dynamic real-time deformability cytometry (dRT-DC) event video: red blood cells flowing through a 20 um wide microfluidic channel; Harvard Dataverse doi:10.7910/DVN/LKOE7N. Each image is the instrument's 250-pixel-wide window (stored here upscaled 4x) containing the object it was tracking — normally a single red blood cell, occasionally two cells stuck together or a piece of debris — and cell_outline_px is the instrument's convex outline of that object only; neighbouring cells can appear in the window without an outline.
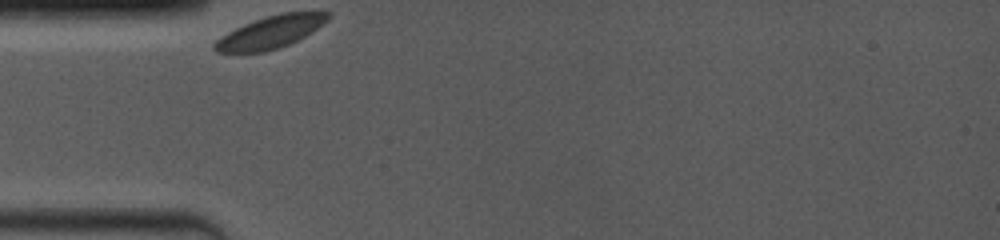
{"species": "common noctule bat (a hibernating species)", "species_latin": "Nyctalus noctula", "temperature_condition": "room temperature", "stored_images_in_passage": 6, "camera_frame_rate_fps": 4000, "um_per_image_px": 0.085, "animal": {"sex": "female", "body_mass_g": 19.0, "forearm_length_mm": 53.3}, "frame": {"image": 1, "passage_image": 1, "time_ms": 0.0, "image_size_px": [1000, 240], "cell_outline_px": [[332, 12], [328, 20], [312, 32], [288, 44], [264, 52], [216, 52], [212, 48], [212, 44], [216, 40], [228, 32], [244, 24], [280, 12]], "centroid_in_image_um": [22.99, 2.73], "position_along_channel_um": 62.0, "area_um2": 21.1}}
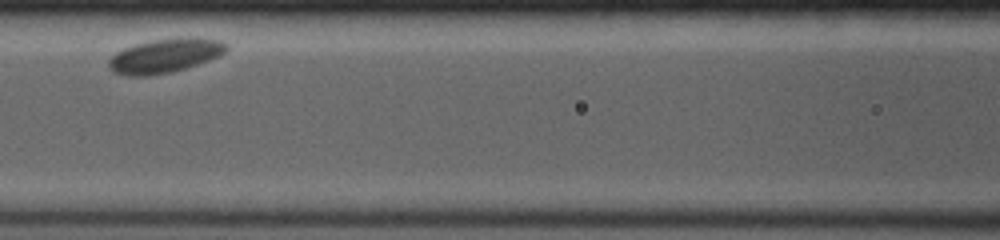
{"frame": {"image": 2, "passage_image": 4, "time_ms": 2.75, "image_size_px": [1000, 240], "cell_outline_px": [[228, 48], [220, 56], [172, 72], [148, 76], [128, 76], [112, 72], [108, 64], [108, 60], [116, 52], [124, 48], [136, 44], [152, 40], [180, 36], [220, 40], [228, 44]], "centroid_in_image_um": [14.01, 4.73], "position_along_channel_um": 152.6, "area_um2": 23.47}}
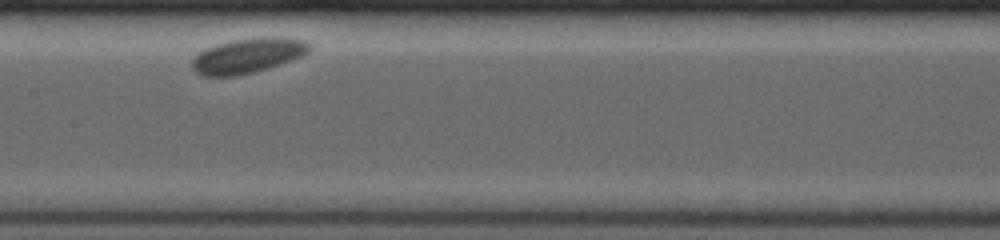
{"frame": {"image": 3, "passage_image": 5, "time_ms": 3.75, "image_size_px": [1000, 240], "cell_outline_px": [[312, 48], [308, 52], [300, 56], [268, 68], [236, 76], [200, 76], [192, 68], [192, 60], [200, 52], [216, 44], [232, 40], [304, 40], [312, 44]], "centroid_in_image_um": [20.98, 4.79], "position_along_channel_um": 186.4, "area_um2": 22.6}}